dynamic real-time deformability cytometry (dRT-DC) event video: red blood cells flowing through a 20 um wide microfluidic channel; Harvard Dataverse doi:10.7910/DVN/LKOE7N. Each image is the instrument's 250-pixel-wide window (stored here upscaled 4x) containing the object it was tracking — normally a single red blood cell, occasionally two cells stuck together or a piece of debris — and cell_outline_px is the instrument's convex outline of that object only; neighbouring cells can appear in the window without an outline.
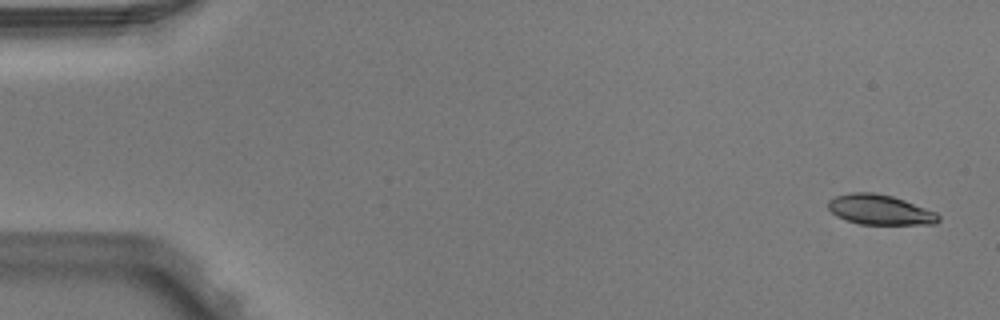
{"species": "Egyptian fruit bat (a non-hibernating species)", "species_latin": "Rousettus aegyptiacus", "temperature_condition": "warm", "stored_images_in_passage": 4, "camera_frame_rate_fps": 3000, "um_per_image_px": 0.085, "animal": {"sex": "male"}, "frame": {"image": 1, "passage_image": 1, "time_ms": 0.0, "image_size_px": [1000, 320], "cell_outline_px": [[940, 220], [936, 224], [860, 224], [844, 220], [836, 216], [828, 208], [828, 200], [836, 196], [848, 192], [872, 192], [892, 196], [904, 200], [936, 212], [940, 216]], "centroid_in_image_um": [74.77, 17.83], "position_along_channel_um": 10.2, "area_um2": 19.36}}
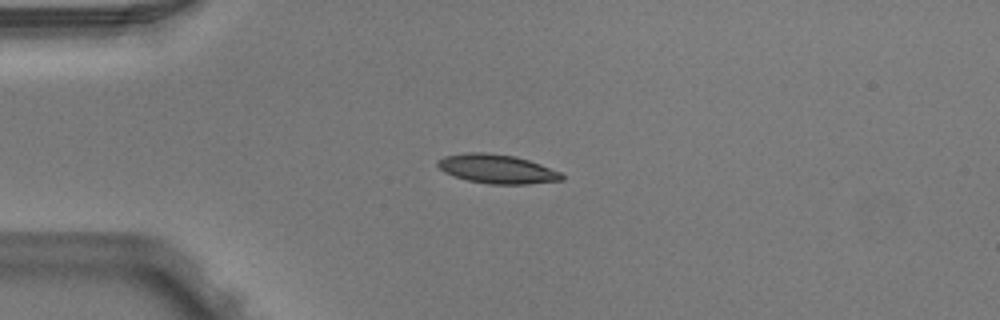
{"frame": {"image": 2, "passage_image": 4, "time_ms": 1.0, "image_size_px": [1000, 320], "cell_outline_px": [[564, 180], [528, 184], [488, 184], [468, 180], [444, 172], [436, 164], [444, 156], [468, 152], [488, 152], [516, 156], [540, 164], [560, 172], [564, 176]], "centroid_in_image_um": [42.27, 14.36], "position_along_channel_um": 42.7, "area_um2": 20.92}}